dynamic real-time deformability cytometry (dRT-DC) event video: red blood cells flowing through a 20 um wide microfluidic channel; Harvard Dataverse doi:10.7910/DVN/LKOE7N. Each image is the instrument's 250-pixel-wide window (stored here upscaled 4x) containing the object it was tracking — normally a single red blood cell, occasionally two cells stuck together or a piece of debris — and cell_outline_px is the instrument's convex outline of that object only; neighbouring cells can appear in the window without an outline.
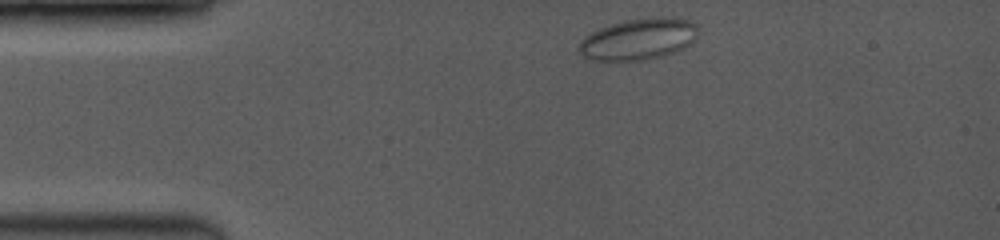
{"species": "common noctule bat (a hibernating species)", "species_latin": "Nyctalus noctula", "temperature_condition": "room temperature", "stored_images_in_passage": 6, "camera_frame_rate_fps": 3500, "um_per_image_px": 0.085, "animal": {"sex": "female", "body_mass_g": 19.0, "forearm_length_mm": 53.3}, "frame": {"image": 1, "passage_image": 1, "time_ms": 0.0, "image_size_px": [1000, 240], "cell_outline_px": [[696, 40], [684, 48], [664, 56], [644, 60], [596, 60], [584, 56], [576, 48], [580, 40], [592, 32], [612, 24], [628, 20], [688, 20], [696, 28]], "centroid_in_image_um": [54.21, 3.39], "position_along_channel_um": 30.8, "area_um2": 27.51}}
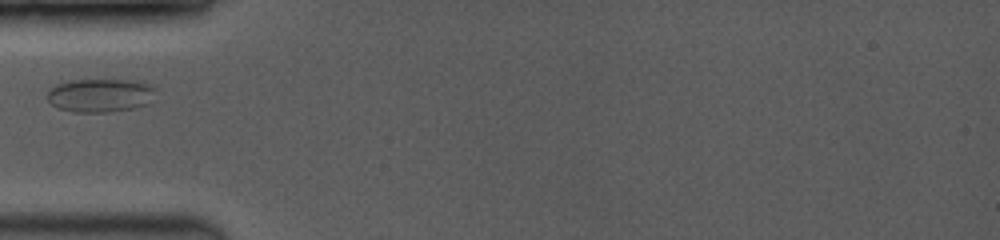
{"frame": {"image": 2, "passage_image": 5, "time_ms": 2.571, "image_size_px": [1000, 240], "cell_outline_px": [[152, 88], [148, 104], [132, 108], [112, 112], [72, 112], [56, 108], [44, 96], [56, 84], [68, 80], [132, 80], [152, 84]], "centroid_in_image_um": [8.43, 8.11], "position_along_channel_um": 76.6, "area_um2": 21.1}}